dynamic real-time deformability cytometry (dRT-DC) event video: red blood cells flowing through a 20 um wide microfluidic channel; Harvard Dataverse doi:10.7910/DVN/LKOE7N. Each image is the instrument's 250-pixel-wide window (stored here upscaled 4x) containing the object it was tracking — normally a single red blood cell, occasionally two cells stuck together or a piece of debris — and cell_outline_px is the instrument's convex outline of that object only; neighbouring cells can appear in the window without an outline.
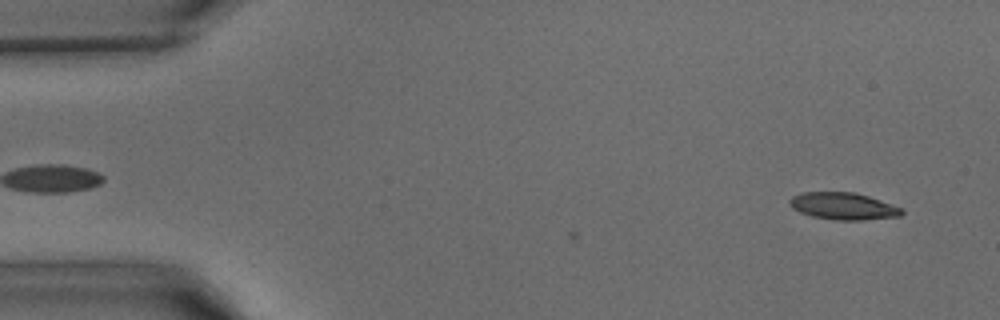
{"species": "common noctule bat (a hibernating species)", "species_latin": "Nyctalus noctula", "temperature_condition": "warm", "stored_images_in_passage": 6, "camera_frame_rate_fps": 3000, "um_per_image_px": 0.085, "animal": {"sex": "male", "body_mass_g": 15.6}, "frame": {"image": 1, "passage_image": 6, "time_ms": 1.667, "image_size_px": [1000, 320], "cell_outline_px": [[904, 212], [900, 216], [860, 220], [832, 220], [812, 216], [800, 212], [792, 208], [788, 204], [788, 200], [792, 196], [800, 192], [856, 192], [868, 196], [900, 208]], "centroid_in_image_um": [71.6, 17.52], "position_along_channel_um": 13.4, "area_um2": 17.63}}